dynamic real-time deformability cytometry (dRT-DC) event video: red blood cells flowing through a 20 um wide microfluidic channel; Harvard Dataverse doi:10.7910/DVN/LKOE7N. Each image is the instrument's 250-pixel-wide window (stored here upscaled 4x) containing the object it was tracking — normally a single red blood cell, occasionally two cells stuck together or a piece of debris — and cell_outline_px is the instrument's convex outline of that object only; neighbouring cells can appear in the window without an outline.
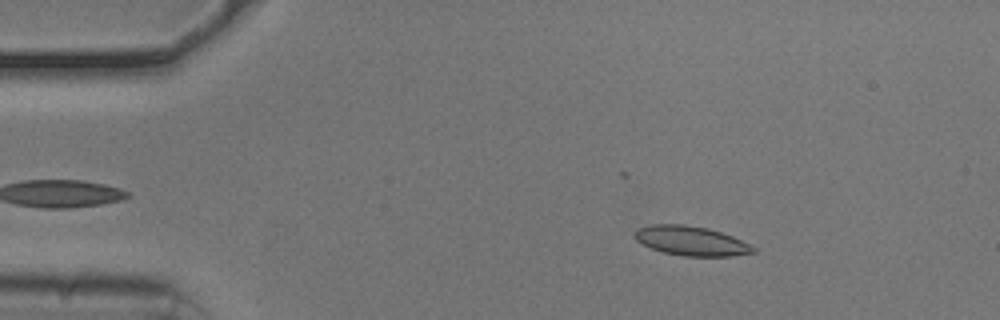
{"species": "common noctule bat (a hibernating species)", "species_latin": "Nyctalus noctula", "temperature_condition": "cold", "stored_images_in_passage": 45, "camera_frame_rate_fps": 3000, "um_per_image_px": 0.085, "animal": {"sex": "male", "body_mass_g": 20.5, "forearm_length_mm": 52.5}, "frame": {"image": 1, "passage_image": 8, "time_ms": 2.333, "image_size_px": [1000, 320], "cell_outline_px": [[756, 252], [732, 256], [684, 256], [664, 252], [652, 248], [636, 240], [636, 232], [640, 228], [652, 224], [684, 224], [708, 228], [732, 236], [756, 248]], "centroid_in_image_um": [58.78, 20.47], "position_along_channel_um": 26.2, "area_um2": 20.0}}
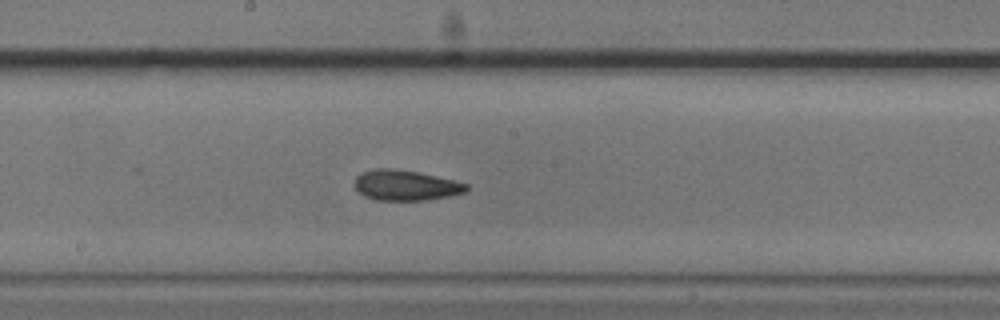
{"frame": {"image": 2, "passage_image": 28, "time_ms": 9.0, "image_size_px": [1000, 320], "cell_outline_px": [[468, 192], [448, 196], [424, 200], [376, 200], [364, 196], [356, 188], [356, 176], [372, 168], [388, 168], [416, 172], [456, 180], [468, 184]], "centroid_in_image_um": [34.51, 15.75], "position_along_channel_um": 213.7, "area_um2": 19.65}}
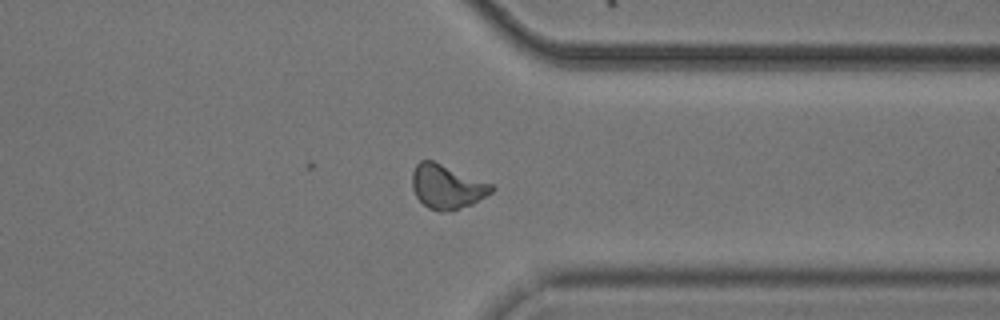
{"frame": {"image": 3, "passage_image": 41, "time_ms": 13.333, "image_size_px": [1000, 320], "cell_outline_px": [[496, 188], [492, 192], [472, 204], [460, 208], [444, 212], [440, 212], [428, 208], [416, 196], [412, 188], [412, 172], [416, 164], [420, 160], [432, 160], [492, 184]], "centroid_in_image_um": [37.97, 15.87], "position_along_channel_um": 373.4, "area_um2": 20.29}, "authors_computed_cell_mechanics": {"area_um2": 19.8254, "velocity_mm_per_s": 3.7496, "shape_relaxation_time_tau1_ms": null, "shape_relaxation_time_tau2_ms": 2.6257, "deformation_change_tau1": null, "deformation_change_tau2": 0.0951}}